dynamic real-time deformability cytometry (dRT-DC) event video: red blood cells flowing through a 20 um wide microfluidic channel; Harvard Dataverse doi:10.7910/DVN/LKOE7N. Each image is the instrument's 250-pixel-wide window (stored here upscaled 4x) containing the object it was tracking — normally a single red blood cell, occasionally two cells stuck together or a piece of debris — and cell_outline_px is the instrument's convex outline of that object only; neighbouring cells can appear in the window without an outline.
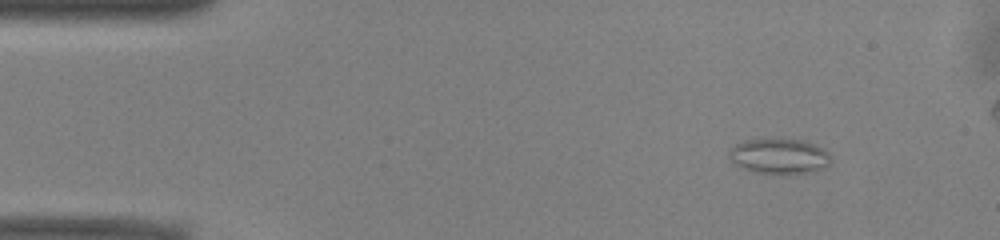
{"species": "common noctule bat (a hibernating species)", "species_latin": "Nyctalus noctula", "temperature_condition": "warm", "stored_images_in_passage": 52, "segment_of_instrument_passage": [1, 2], "camera_frame_rate_fps": 3000, "um_per_image_px": 0.085, "animal": {"sex": "male", "body_mass_g": 13.0, "forearm_length_mm": 53.1}, "frame": {"image": 1, "passage_image": 5, "time_ms": 1.333, "image_size_px": [1000, 240], "cell_outline_px": [[832, 160], [828, 164], [820, 168], [808, 172], [780, 176], [756, 172], [744, 168], [736, 164], [732, 160], [728, 152], [728, 148], [744, 140], [804, 140], [816, 144], [824, 148], [828, 152]], "centroid_in_image_um": [66.25, 13.3], "position_along_channel_um": 18.8, "area_um2": 20.98}}
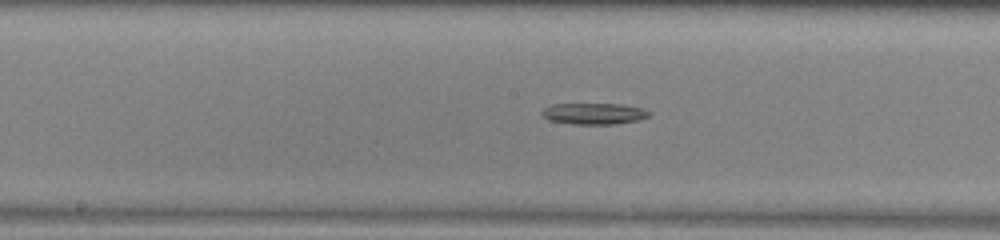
{"frame": {"image": 2, "passage_image": 25, "time_ms": 8.0, "image_size_px": [1000, 240], "cell_outline_px": [[648, 116], [640, 120], [612, 124], [572, 124], [548, 120], [540, 112], [544, 108], [552, 104], [620, 104], [640, 108], [648, 112]], "centroid_in_image_um": [50.42, 9.66], "position_along_channel_um": 197.8, "area_um2": 13.12}}
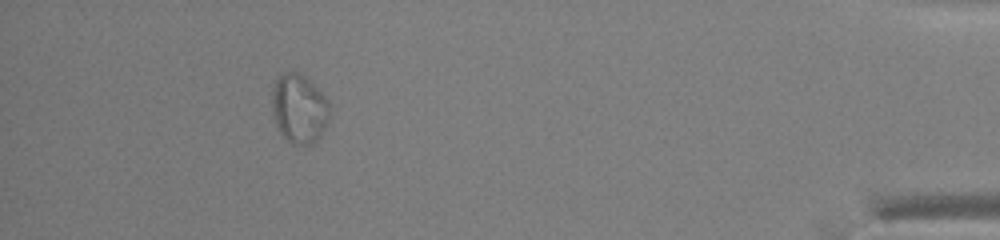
{"frame": {"image": 3, "passage_image": 46, "time_ms": 15.0, "image_size_px": [1000, 240], "cell_outline_px": [[332, 112], [328, 124], [320, 136], [312, 144], [292, 144], [276, 128], [272, 112], [272, 88], [276, 76], [280, 72], [300, 72], [328, 100]], "centroid_in_image_um": [25.42, 9.22], "position_along_channel_um": 409.8, "area_um2": 23.64}}